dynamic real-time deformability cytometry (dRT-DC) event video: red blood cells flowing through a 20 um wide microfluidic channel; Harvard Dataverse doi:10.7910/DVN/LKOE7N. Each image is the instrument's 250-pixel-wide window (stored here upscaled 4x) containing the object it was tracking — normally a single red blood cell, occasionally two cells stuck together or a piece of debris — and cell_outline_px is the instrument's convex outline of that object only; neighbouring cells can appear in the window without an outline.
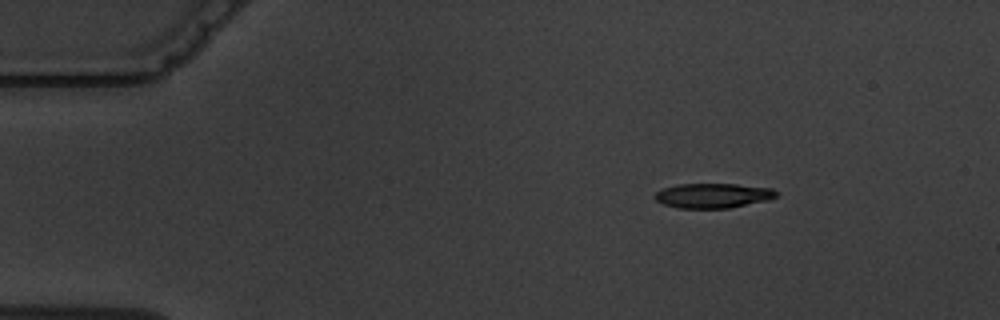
{"species": "common noctule bat (a hibernating species)", "species_latin": "Nyctalus noctula", "temperature_condition": "warm", "stored_images_in_passage": 3, "camera_frame_rate_fps": 3000, "um_per_image_px": 0.085, "animal": {"sex": "male", "body_mass_g": 19.5, "forearm_length_mm": 54.6}, "frame": {"image": 1, "passage_image": 1, "time_ms": 0.0, "image_size_px": [1000, 320], "cell_outline_px": [[780, 192], [776, 196], [768, 200], [728, 208], [676, 208], [664, 204], [656, 200], [652, 196], [656, 192], [664, 188], [676, 184], [736, 184], [772, 188]], "centroid_in_image_um": [60.6, 16.62], "position_along_channel_um": 24.4, "area_um2": 17.57}}